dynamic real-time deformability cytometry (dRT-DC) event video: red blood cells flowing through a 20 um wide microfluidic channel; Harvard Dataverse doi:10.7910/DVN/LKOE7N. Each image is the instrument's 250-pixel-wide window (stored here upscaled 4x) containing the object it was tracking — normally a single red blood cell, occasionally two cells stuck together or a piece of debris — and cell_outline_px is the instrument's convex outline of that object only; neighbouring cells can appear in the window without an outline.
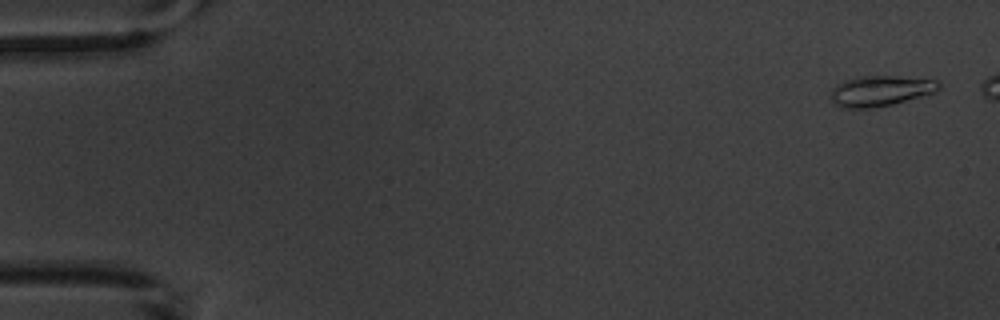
{"species": "common noctule bat (a hibernating species)", "species_latin": "Nyctalus noctula", "temperature_condition": "warm", "stored_images_in_passage": 6, "camera_frame_rate_fps": 3000, "um_per_image_px": 0.085, "animal": {"sex": "male", "body_mass_g": 20.1, "forearm_length_mm": 53.5}, "frame": {"image": 1, "passage_image": 1, "time_ms": 0.0, "image_size_px": [1000, 320], "cell_outline_px": [[940, 88], [936, 92], [892, 104], [872, 108], [840, 108], [832, 104], [832, 88], [836, 84], [844, 80], [856, 76], [896, 76], [936, 80], [940, 84]], "centroid_in_image_um": [74.8, 7.72], "position_along_channel_um": 10.2, "area_um2": 19.31}}